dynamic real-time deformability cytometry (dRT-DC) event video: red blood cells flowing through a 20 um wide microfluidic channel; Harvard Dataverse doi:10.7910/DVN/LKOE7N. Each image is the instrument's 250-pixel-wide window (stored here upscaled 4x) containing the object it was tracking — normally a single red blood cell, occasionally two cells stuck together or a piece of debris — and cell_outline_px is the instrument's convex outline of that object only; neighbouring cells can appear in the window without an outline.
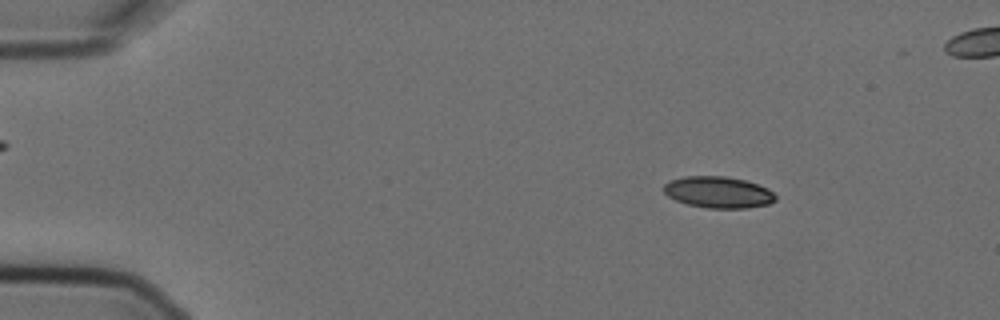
{"species": "Egyptian fruit bat (a non-hibernating species)", "species_latin": "Rousettus aegyptiacus", "temperature_condition": "cold", "stored_images_in_passage": 6, "camera_frame_rate_fps": 3000, "um_per_image_px": 0.085, "animal": {"sex": "female"}, "frame": {"image": 1, "passage_image": 2, "time_ms": 0.333, "image_size_px": [1000, 320], "cell_outline_px": [[776, 200], [768, 204], [748, 208], [708, 208], [688, 204], [676, 200], [668, 196], [664, 192], [664, 184], [668, 180], [684, 176], [724, 176], [744, 180], [768, 188], [776, 196]], "centroid_in_image_um": [61.04, 16.34], "position_along_channel_um": 24.0, "area_um2": 20.46}}